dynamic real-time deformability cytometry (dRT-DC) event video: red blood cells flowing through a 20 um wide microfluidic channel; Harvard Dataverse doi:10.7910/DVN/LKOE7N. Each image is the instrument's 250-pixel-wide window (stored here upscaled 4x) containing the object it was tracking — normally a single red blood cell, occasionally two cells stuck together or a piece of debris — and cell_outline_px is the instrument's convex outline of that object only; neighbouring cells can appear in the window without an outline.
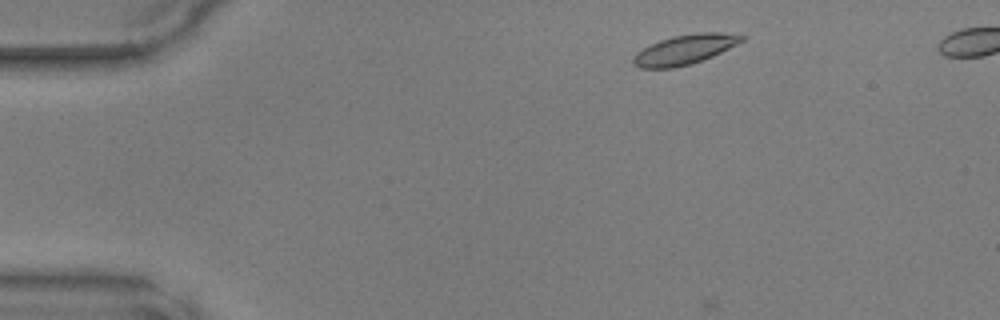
{"species": "common noctule bat (a hibernating species)", "species_latin": "Nyctalus noctula", "temperature_condition": "warm", "stored_images_in_passage": 6, "camera_frame_rate_fps": 3000, "um_per_image_px": 0.085, "animal": {"sex": "male", "body_mass_g": 17.9, "forearm_length_mm": 54.2}, "frame": {"image": 1, "passage_image": 3, "time_ms": 0.667, "image_size_px": [1000, 320], "cell_outline_px": [[744, 40], [712, 56], [692, 64], [672, 68], [640, 68], [632, 64], [632, 56], [636, 52], [660, 40], [672, 36], [700, 32], [720, 32], [744, 36]], "centroid_in_image_um": [58.15, 4.22], "position_along_channel_um": 26.9, "area_um2": 18.61}}